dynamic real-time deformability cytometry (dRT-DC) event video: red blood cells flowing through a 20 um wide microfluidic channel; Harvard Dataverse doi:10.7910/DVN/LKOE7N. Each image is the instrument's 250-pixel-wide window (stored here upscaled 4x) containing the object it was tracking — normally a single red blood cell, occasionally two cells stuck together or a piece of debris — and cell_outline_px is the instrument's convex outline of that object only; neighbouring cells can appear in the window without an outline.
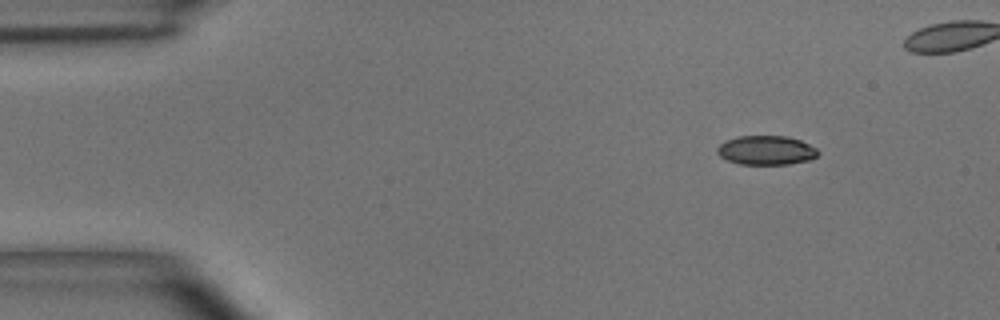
{"species": "common noctule bat (a hibernating species)", "species_latin": "Nyctalus noctula", "temperature_condition": "room temperature", "stored_images_in_passage": 39, "camera_frame_rate_fps": 3000, "um_per_image_px": 0.085, "animal": {"sex": "male", "body_mass_g": 15.6}, "frame": {"image": 1, "passage_image": 1, "time_ms": 0.0, "image_size_px": [1000, 320], "cell_outline_px": [[820, 152], [812, 160], [788, 164], [740, 164], [728, 160], [720, 156], [716, 152], [716, 148], [724, 140], [736, 136], [788, 136], [800, 140], [816, 148]], "centroid_in_image_um": [65.12, 12.77], "position_along_channel_um": 19.9, "area_um2": 17.28}}
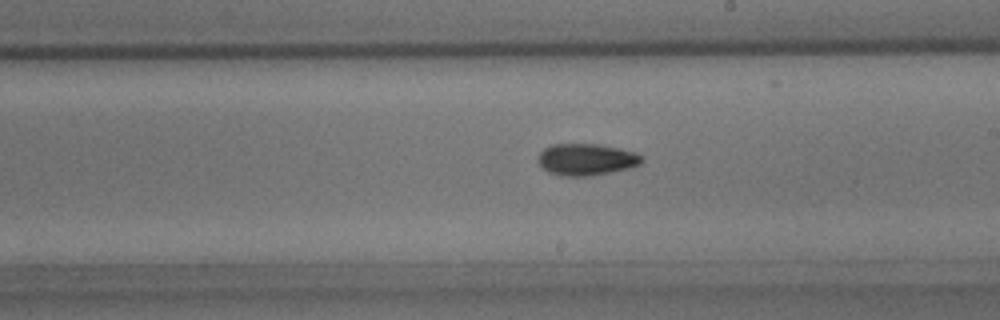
{"frame": {"image": 2, "passage_image": 23, "time_ms": 7.333, "image_size_px": [1000, 320], "cell_outline_px": [[644, 160], [640, 164], [628, 168], [592, 176], [560, 176], [548, 172], [536, 160], [540, 152], [544, 148], [552, 144], [596, 144], [620, 148], [636, 152], [644, 156]], "centroid_in_image_um": [49.84, 13.55], "position_along_channel_um": 239.2, "area_um2": 19.36}}
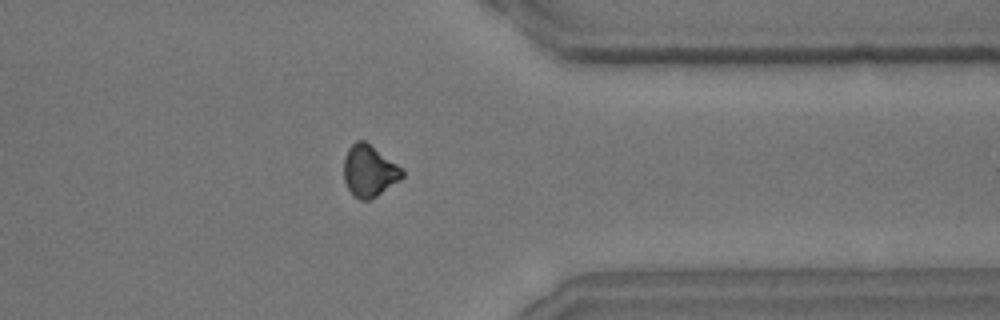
{"frame": {"image": 3, "passage_image": 34, "time_ms": 11.0, "image_size_px": [1000, 320], "cell_outline_px": [[404, 176], [400, 180], [376, 196], [368, 200], [360, 200], [352, 196], [344, 180], [344, 156], [348, 148], [356, 140], [364, 140], [404, 168]], "centroid_in_image_um": [31.39, 14.52], "position_along_channel_um": 380.0, "area_um2": 17.74}}